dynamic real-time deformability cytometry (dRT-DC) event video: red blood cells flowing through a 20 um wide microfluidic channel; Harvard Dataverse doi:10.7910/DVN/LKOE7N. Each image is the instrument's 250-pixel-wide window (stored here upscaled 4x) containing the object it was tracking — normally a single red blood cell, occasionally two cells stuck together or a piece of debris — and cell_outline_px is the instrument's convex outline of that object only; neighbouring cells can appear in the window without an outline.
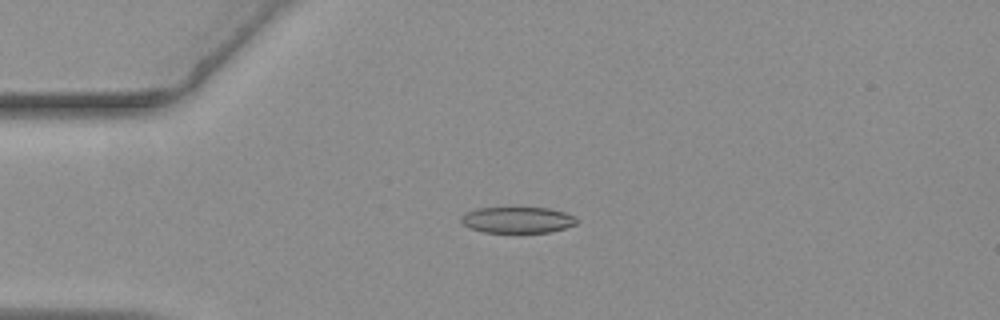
{"species": "common noctule bat (a hibernating species)", "species_latin": "Nyctalus noctula", "temperature_condition": "warm", "stored_images_in_passage": 57, "camera_frame_rate_fps": 3000, "um_per_image_px": 0.085, "animal": {"sex": "female", "body_mass_g": 19.3, "forearm_length_mm": 54.1}, "frame": {"image": 1, "passage_image": 14, "time_ms": 4.333, "image_size_px": [1000, 320], "cell_outline_px": [[580, 220], [576, 224], [564, 228], [548, 232], [484, 232], [468, 228], [460, 220], [460, 216], [464, 212], [476, 208], [548, 208], [564, 212], [576, 216]], "centroid_in_image_um": [43.97, 18.69], "position_along_channel_um": 41.0, "area_um2": 17.69}}
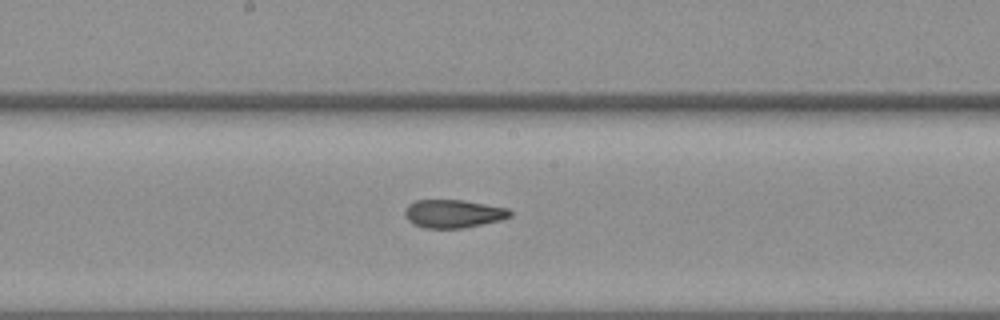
{"frame": {"image": 2, "passage_image": 30, "time_ms": 9.667, "image_size_px": [1000, 320], "cell_outline_px": [[512, 216], [500, 220], [464, 228], [424, 228], [412, 224], [404, 216], [404, 208], [408, 204], [416, 200], [464, 200], [508, 208], [512, 212]], "centroid_in_image_um": [38.5, 18.16], "position_along_channel_um": 209.7, "area_um2": 17.46}}
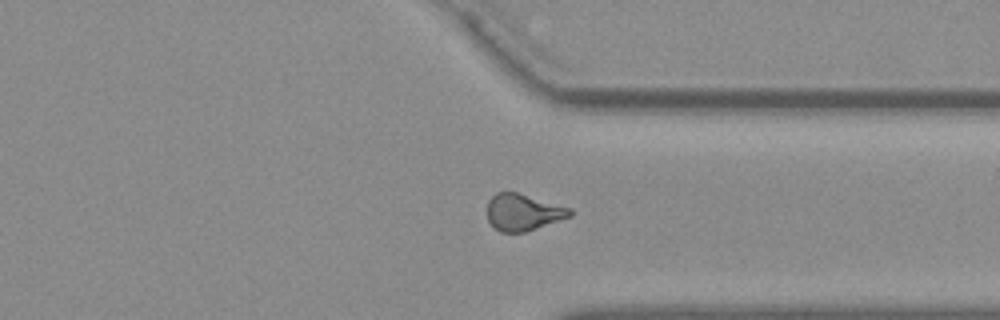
{"frame": {"image": 3, "passage_image": 43, "time_ms": 14.0, "image_size_px": [1000, 320], "cell_outline_px": [[572, 216], [524, 232], [500, 232], [488, 220], [488, 200], [496, 192], [516, 192], [572, 208]], "centroid_in_image_um": [44.47, 18.03], "position_along_channel_um": 366.9, "area_um2": 17.51}, "authors_computed_cell_mechanics": {"area_um2": 18.0914, "velocity_mm_per_s": 3.6497, "shape_relaxation_time_tau1_ms": null, "shape_relaxation_time_tau2_ms": 1.9827, "deformation_change_tau1": null, "deformation_change_tau2": 0.0992}}